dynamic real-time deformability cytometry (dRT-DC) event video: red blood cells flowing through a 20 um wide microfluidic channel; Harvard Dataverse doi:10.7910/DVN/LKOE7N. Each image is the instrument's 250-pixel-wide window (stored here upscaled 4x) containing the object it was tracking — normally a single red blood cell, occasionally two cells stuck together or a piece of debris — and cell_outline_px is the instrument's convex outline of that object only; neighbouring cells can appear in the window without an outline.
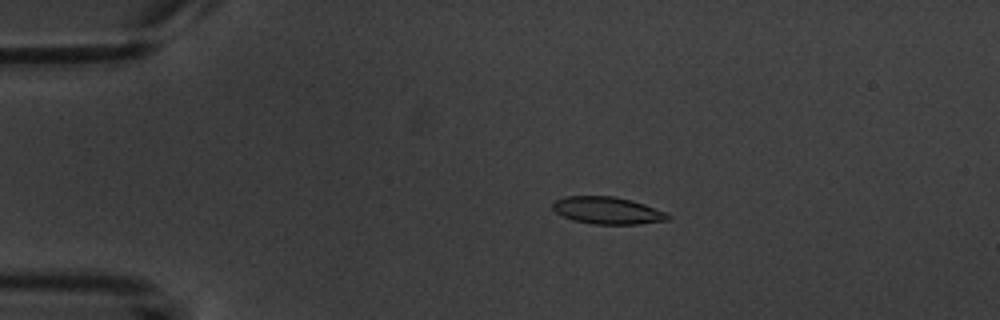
{"species": "common noctule bat (a hibernating species)", "species_latin": "Nyctalus noctula", "temperature_condition": "warm", "stored_images_in_passage": 9, "camera_frame_rate_fps": 3000, "um_per_image_px": 0.085, "animal": {"sex": "male", "body_mass_g": 20.1, "forearm_length_mm": 53.5}, "frame": {"image": 1, "passage_image": 4, "time_ms": 3.333, "image_size_px": [1000, 320], "cell_outline_px": [[672, 216], [668, 220], [640, 224], [592, 224], [572, 220], [556, 212], [552, 208], [552, 204], [556, 200], [564, 196], [612, 196], [632, 200], [668, 212]], "centroid_in_image_um": [51.67, 17.89], "position_along_channel_um": 33.3, "area_um2": 18.38}}
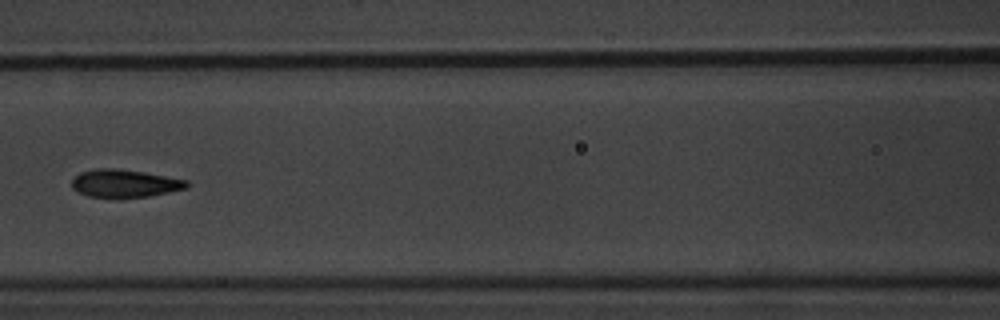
{"frame": {"image": 2, "passage_image": 8, "time_ms": 8.0, "image_size_px": [1000, 320], "cell_outline_px": [[188, 188], [148, 196], [116, 200], [88, 196], [72, 188], [72, 176], [80, 172], [96, 168], [116, 168], [144, 172], [188, 180]], "centroid_in_image_um": [10.55, 15.61], "position_along_channel_um": 156.0, "area_um2": 19.19}}
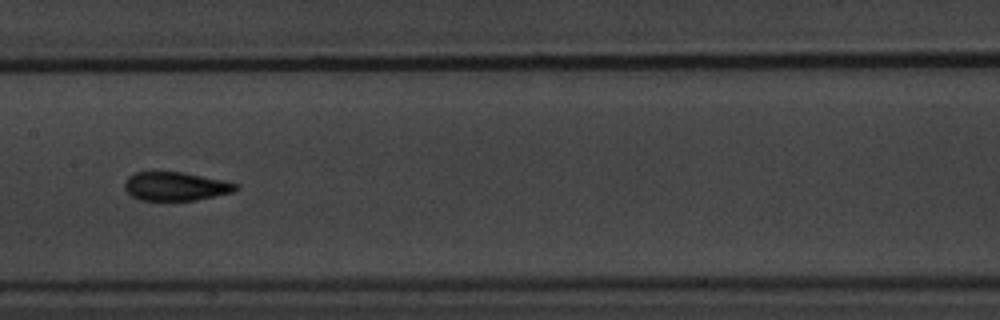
{"frame": {"image": 3, "passage_image": 9, "time_ms": 9.0, "image_size_px": [1000, 320], "cell_outline_px": [[236, 188], [232, 192], [196, 200], [140, 200], [132, 196], [124, 188], [124, 180], [128, 176], [136, 172], [184, 172], [220, 180], [236, 184]], "centroid_in_image_um": [14.84, 15.83], "position_along_channel_um": 192.6, "area_um2": 18.26}}